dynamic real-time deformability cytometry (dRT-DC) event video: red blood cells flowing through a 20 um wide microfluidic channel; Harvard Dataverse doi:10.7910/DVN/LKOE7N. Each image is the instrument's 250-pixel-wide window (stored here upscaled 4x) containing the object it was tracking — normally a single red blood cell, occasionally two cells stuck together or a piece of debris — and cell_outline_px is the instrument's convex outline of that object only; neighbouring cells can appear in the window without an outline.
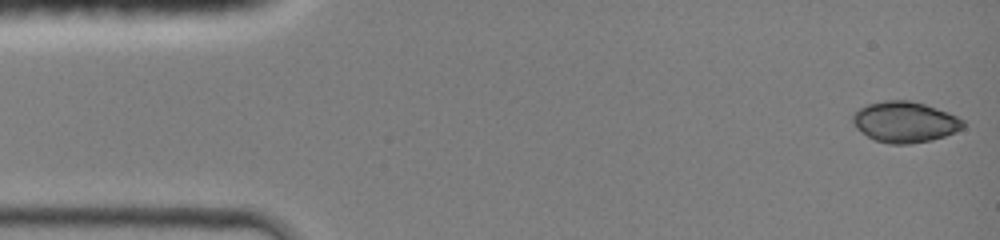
{"species": "common noctule bat (a hibernating species)", "species_latin": "Nyctalus noctula", "temperature_condition": "room temperature", "stored_images_in_passage": 43, "camera_frame_rate_fps": 3000, "um_per_image_px": 0.085, "animal": {"sex": "female", "body_mass_g": 19.0, "forearm_length_mm": 51.5}, "frame": {"image": 1, "passage_image": 1, "time_ms": 0.0, "image_size_px": [1000, 240], "cell_outline_px": [[964, 128], [944, 136], [932, 140], [908, 144], [888, 144], [876, 140], [868, 136], [856, 128], [852, 120], [852, 116], [860, 108], [868, 104], [884, 100], [908, 100], [924, 104], [948, 112], [964, 120]], "centroid_in_image_um": [76.92, 10.37], "position_along_channel_um": 8.1, "area_um2": 26.13}}
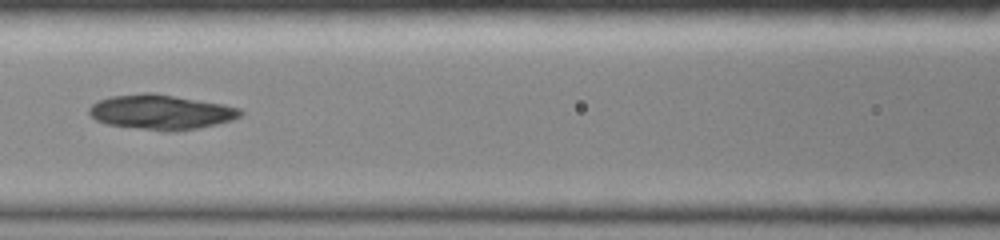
{"frame": {"image": 2, "passage_image": 19, "time_ms": 6.0, "image_size_px": [1000, 240], "cell_outline_px": [[244, 112], [240, 116], [232, 120], [200, 128], [144, 128], [108, 124], [96, 120], [88, 112], [88, 108], [96, 100], [112, 96], [144, 92], [152, 92], [224, 104], [240, 108]], "centroid_in_image_um": [13.68, 9.47], "position_along_channel_um": 152.9, "area_um2": 29.82}}
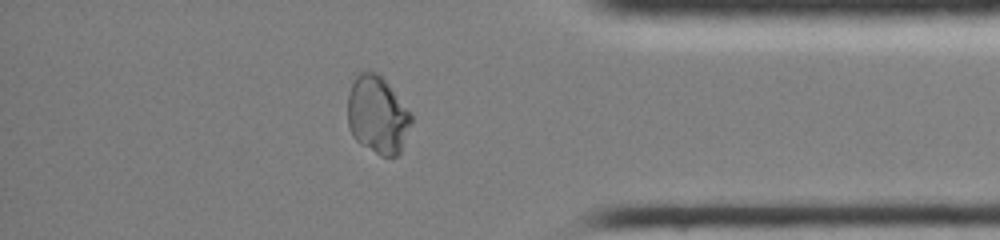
{"frame": {"image": 3, "passage_image": 37, "time_ms": 12.0, "image_size_px": [1000, 240], "cell_outline_px": [[412, 124], [400, 152], [396, 156], [380, 156], [360, 144], [352, 136], [348, 124], [348, 92], [356, 76], [360, 72], [376, 72], [388, 84], [412, 112]], "centroid_in_image_um": [32.1, 9.79], "position_along_channel_um": 403.1, "area_um2": 28.9}, "authors_computed_cell_mechanics": {"area_um2": 29.2468, "velocity_mm_per_s": 4.3497, "shape_relaxation_time_tau1_ms": 7.3623, "shape_relaxation_time_tau2_ms": 2.538, "deformation_change_tau1": 0.2353, "deformation_change_tau2": 0.049}}